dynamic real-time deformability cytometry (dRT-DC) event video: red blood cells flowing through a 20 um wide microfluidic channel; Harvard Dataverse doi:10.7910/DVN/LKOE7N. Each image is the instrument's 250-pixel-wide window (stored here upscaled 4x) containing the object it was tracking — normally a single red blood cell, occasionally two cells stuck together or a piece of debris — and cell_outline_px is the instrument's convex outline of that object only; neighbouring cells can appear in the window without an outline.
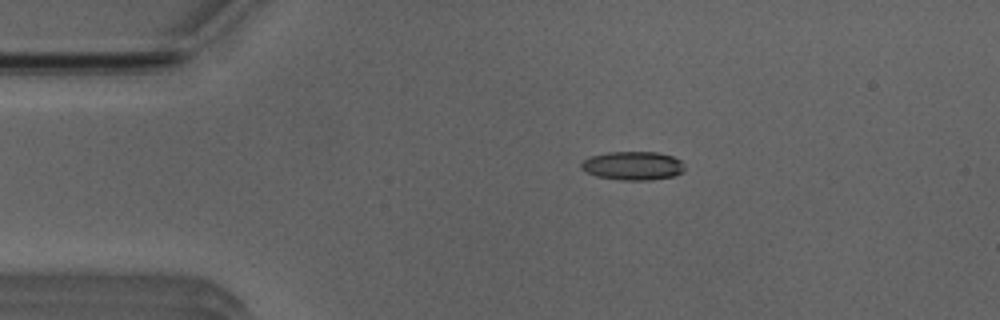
{"species": "Egyptian fruit bat (a non-hibernating species)", "species_latin": "Rousettus aegyptiacus", "temperature_condition": "room temperature", "stored_images_in_passage": 43, "camera_frame_rate_fps": 3000, "um_per_image_px": 0.085, "animal": {"sex": "male"}, "frame": {"image": 1, "passage_image": 1, "time_ms": 0.0, "image_size_px": [1000, 320], "cell_outline_px": [[684, 172], [672, 176], [648, 180], [620, 180], [596, 176], [580, 168], [580, 164], [588, 156], [608, 152], [656, 152], [672, 156], [680, 160], [684, 164]], "centroid_in_image_um": [53.78, 14.08], "position_along_channel_um": 31.2, "area_um2": 17.28}}
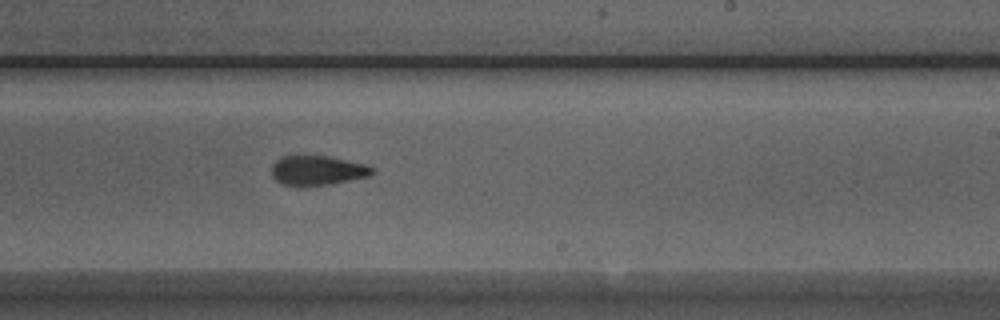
{"frame": {"image": 2, "passage_image": 22, "time_ms": 7.0, "image_size_px": [1000, 320], "cell_outline_px": [[376, 172], [368, 176], [332, 184], [300, 188], [284, 184], [276, 180], [272, 176], [272, 164], [280, 156], [328, 156], [364, 164], [372, 168]], "centroid_in_image_um": [26.94, 14.51], "position_along_channel_um": 262.1, "area_um2": 17.57}}
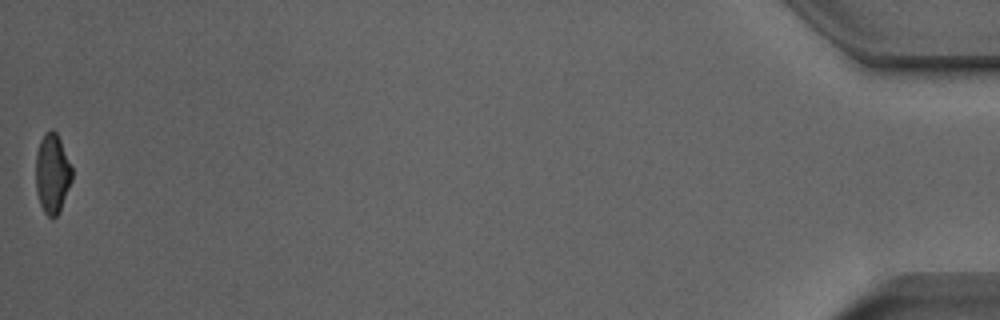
{"frame": {"image": 3, "passage_image": 43, "time_ms": 14.0, "image_size_px": [1000, 320], "cell_outline_px": [[72, 180], [60, 212], [52, 220], [44, 212], [40, 204], [36, 192], [36, 152], [40, 140], [44, 132], [52, 128], [56, 132], [60, 140], [72, 168]], "centroid_in_image_um": [4.44, 14.76], "position_along_channel_um": 430.8, "area_um2": 16.99}, "authors_computed_cell_mechanics": {"area_um2": 17.7446, "velocity_mm_per_s": 3.9314, "shape_relaxation_time_tau1_ms": 10.652, "shape_relaxation_time_tau2_ms": 3.014, "deformation_change_tau1": 0.2547, "deformation_change_tau2": 0.1127}}